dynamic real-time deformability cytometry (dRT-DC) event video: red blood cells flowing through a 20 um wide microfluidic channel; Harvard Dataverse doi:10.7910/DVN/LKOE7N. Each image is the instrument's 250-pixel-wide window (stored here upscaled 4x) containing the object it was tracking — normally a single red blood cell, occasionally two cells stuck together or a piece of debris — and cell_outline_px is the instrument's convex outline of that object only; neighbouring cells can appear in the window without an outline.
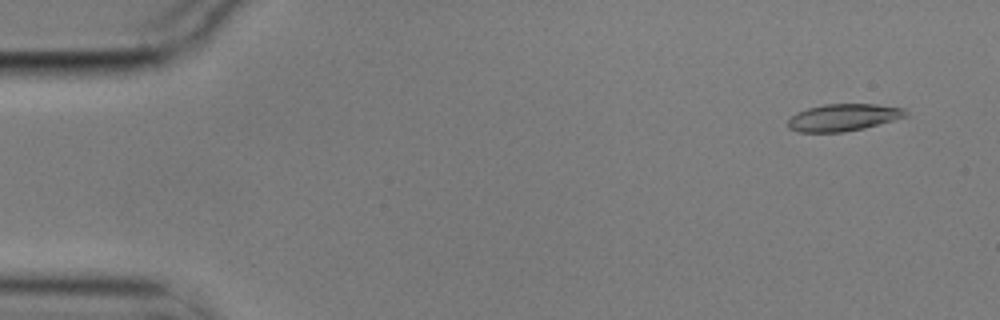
{"species": "common noctule bat (a hibernating species)", "species_latin": "Nyctalus noctula", "temperature_condition": "cold", "stored_images_in_passage": 57, "camera_frame_rate_fps": 3000, "um_per_image_px": 0.085, "animal": {"sex": "male", "body_mass_g": 17.9}, "frame": {"image": 1, "passage_image": 4, "time_ms": 1.0, "image_size_px": [1000, 320], "cell_outline_px": [[908, 116], [864, 128], [844, 132], [800, 132], [788, 128], [788, 120], [796, 112], [808, 108], [824, 104], [876, 104], [904, 108], [908, 112]], "centroid_in_image_um": [71.69, 9.98], "position_along_channel_um": 13.3, "area_um2": 18.61}}
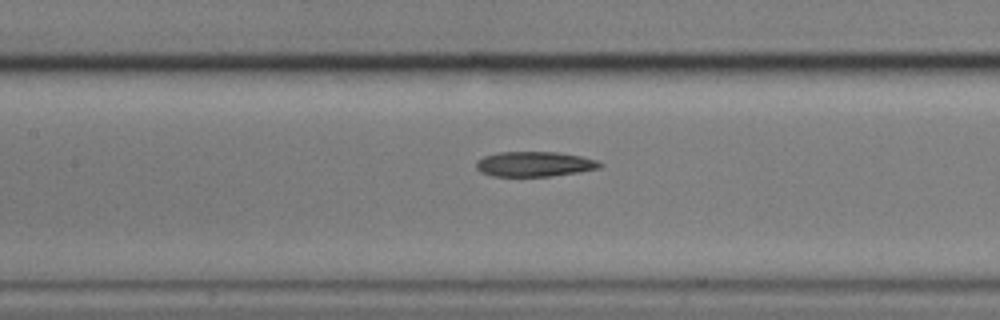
{"frame": {"image": 2, "passage_image": 26, "time_ms": 8.333, "image_size_px": [1000, 320], "cell_outline_px": [[604, 164], [600, 168], [580, 172], [552, 176], [492, 176], [480, 172], [476, 168], [476, 160], [484, 156], [496, 152], [556, 152], [580, 156], [596, 160]], "centroid_in_image_um": [45.41, 13.95], "position_along_channel_um": 162.0, "area_um2": 18.15}}
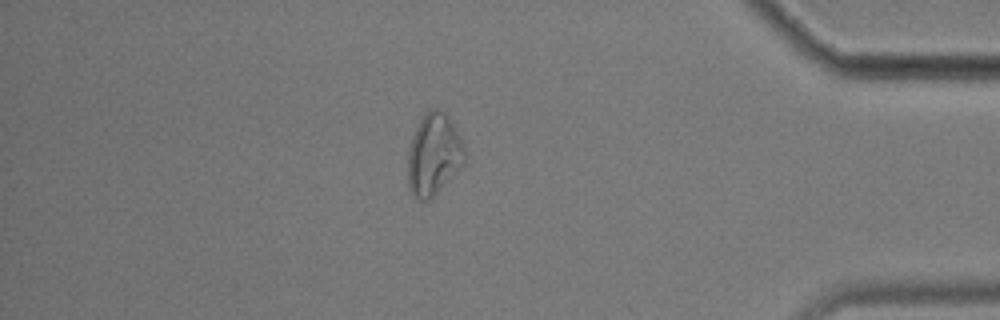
{"frame": {"image": 3, "passage_image": 49, "time_ms": 16.0, "image_size_px": [1000, 320], "cell_outline_px": [[468, 156], [464, 164], [428, 200], [420, 200], [412, 196], [408, 188], [408, 152], [412, 136], [424, 112], [428, 108], [436, 108], [444, 112], [448, 116], [460, 136], [464, 144]], "centroid_in_image_um": [36.87, 13.11], "position_along_channel_um": 398.3, "area_um2": 27.22}, "authors_computed_cell_mechanics": {"area_um2": 19.363, "velocity_mm_per_s": 3.529, "shape_relaxation_time_tau1_ms": null, "shape_relaxation_time_tau2_ms": 3.0253, "deformation_change_tau1": null, "deformation_change_tau2": 0.1091}}